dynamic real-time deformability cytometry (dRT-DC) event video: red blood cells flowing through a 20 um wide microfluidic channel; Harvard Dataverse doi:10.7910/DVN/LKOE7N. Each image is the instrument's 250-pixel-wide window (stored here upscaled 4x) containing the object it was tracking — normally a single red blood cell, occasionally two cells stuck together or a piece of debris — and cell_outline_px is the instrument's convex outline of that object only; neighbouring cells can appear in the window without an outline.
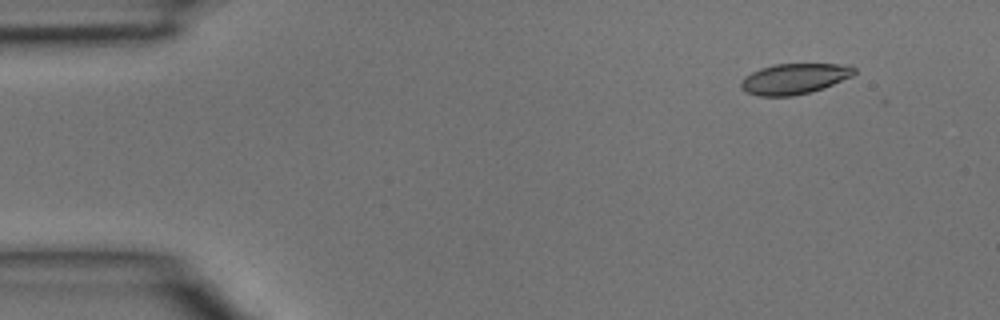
{"species": "common noctule bat (a hibernating species)", "species_latin": "Nyctalus noctula", "temperature_condition": "room temperature", "stored_images_in_passage": 4, "camera_frame_rate_fps": 3000, "um_per_image_px": 0.085, "animal": {"sex": "male", "body_mass_g": 15.6}, "frame": {"image": 1, "passage_image": 2, "time_ms": 0.333, "image_size_px": [1000, 320], "cell_outline_px": [[856, 72], [852, 76], [824, 88], [792, 96], [760, 96], [748, 92], [740, 88], [740, 80], [744, 76], [760, 68], [772, 64], [840, 64], [856, 68]], "centroid_in_image_um": [67.49, 6.69], "position_along_channel_um": 17.5, "area_um2": 20.17}}